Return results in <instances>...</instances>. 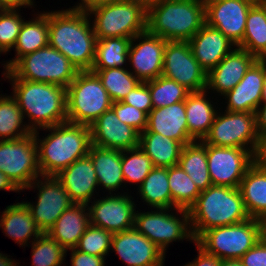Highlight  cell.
<instances>
[{"mask_svg": "<svg viewBox=\"0 0 266 266\" xmlns=\"http://www.w3.org/2000/svg\"><path fill=\"white\" fill-rule=\"evenodd\" d=\"M257 59H266V1L248 11L243 40L236 46Z\"/></svg>", "mask_w": 266, "mask_h": 266, "instance_id": "d6a6232c", "label": "cell"}, {"mask_svg": "<svg viewBox=\"0 0 266 266\" xmlns=\"http://www.w3.org/2000/svg\"><path fill=\"white\" fill-rule=\"evenodd\" d=\"M218 0H198V2L204 7L206 8L208 5L217 2Z\"/></svg>", "mask_w": 266, "mask_h": 266, "instance_id": "94428289", "label": "cell"}, {"mask_svg": "<svg viewBox=\"0 0 266 266\" xmlns=\"http://www.w3.org/2000/svg\"><path fill=\"white\" fill-rule=\"evenodd\" d=\"M168 182L172 197V208L189 210L201 193L196 184L179 165L168 168Z\"/></svg>", "mask_w": 266, "mask_h": 266, "instance_id": "f35d334b", "label": "cell"}, {"mask_svg": "<svg viewBox=\"0 0 266 266\" xmlns=\"http://www.w3.org/2000/svg\"><path fill=\"white\" fill-rule=\"evenodd\" d=\"M183 144L145 129L140 133L139 147L150 157L154 167L178 165Z\"/></svg>", "mask_w": 266, "mask_h": 266, "instance_id": "1f68e13d", "label": "cell"}, {"mask_svg": "<svg viewBox=\"0 0 266 266\" xmlns=\"http://www.w3.org/2000/svg\"><path fill=\"white\" fill-rule=\"evenodd\" d=\"M122 102L144 111L147 115L153 109L151 94L146 82H141L123 99Z\"/></svg>", "mask_w": 266, "mask_h": 266, "instance_id": "bcb514c9", "label": "cell"}, {"mask_svg": "<svg viewBox=\"0 0 266 266\" xmlns=\"http://www.w3.org/2000/svg\"><path fill=\"white\" fill-rule=\"evenodd\" d=\"M0 171L23 192L42 176L34 134L13 140H0Z\"/></svg>", "mask_w": 266, "mask_h": 266, "instance_id": "7c38bea8", "label": "cell"}, {"mask_svg": "<svg viewBox=\"0 0 266 266\" xmlns=\"http://www.w3.org/2000/svg\"><path fill=\"white\" fill-rule=\"evenodd\" d=\"M262 220L245 221L204 231L195 242L222 259H240L261 239Z\"/></svg>", "mask_w": 266, "mask_h": 266, "instance_id": "30bf717a", "label": "cell"}, {"mask_svg": "<svg viewBox=\"0 0 266 266\" xmlns=\"http://www.w3.org/2000/svg\"><path fill=\"white\" fill-rule=\"evenodd\" d=\"M239 260L243 266H266V243L260 239Z\"/></svg>", "mask_w": 266, "mask_h": 266, "instance_id": "7dc6e473", "label": "cell"}, {"mask_svg": "<svg viewBox=\"0 0 266 266\" xmlns=\"http://www.w3.org/2000/svg\"><path fill=\"white\" fill-rule=\"evenodd\" d=\"M89 225L87 204L73 203L46 233L67 250L75 248Z\"/></svg>", "mask_w": 266, "mask_h": 266, "instance_id": "83f0119b", "label": "cell"}, {"mask_svg": "<svg viewBox=\"0 0 266 266\" xmlns=\"http://www.w3.org/2000/svg\"><path fill=\"white\" fill-rule=\"evenodd\" d=\"M0 213H2L0 215V229H2V233L19 244V247L24 246L25 248L28 245L30 246L29 243H32L42 234L23 200L22 202H15L13 205L6 206L4 211ZM30 238L32 239L31 241H29Z\"/></svg>", "mask_w": 266, "mask_h": 266, "instance_id": "4316f807", "label": "cell"}, {"mask_svg": "<svg viewBox=\"0 0 266 266\" xmlns=\"http://www.w3.org/2000/svg\"><path fill=\"white\" fill-rule=\"evenodd\" d=\"M188 211L194 240L208 229L250 218L239 188L226 186L212 185L202 191Z\"/></svg>", "mask_w": 266, "mask_h": 266, "instance_id": "277c9868", "label": "cell"}, {"mask_svg": "<svg viewBox=\"0 0 266 266\" xmlns=\"http://www.w3.org/2000/svg\"><path fill=\"white\" fill-rule=\"evenodd\" d=\"M79 70L50 45L21 57L8 71L6 79H24L67 88Z\"/></svg>", "mask_w": 266, "mask_h": 266, "instance_id": "8992f818", "label": "cell"}, {"mask_svg": "<svg viewBox=\"0 0 266 266\" xmlns=\"http://www.w3.org/2000/svg\"><path fill=\"white\" fill-rule=\"evenodd\" d=\"M26 189L30 191L31 189L38 190L35 203H31V201L23 202L29 208L36 225L42 233H46L60 215L74 203L55 176L37 177L23 190Z\"/></svg>", "mask_w": 266, "mask_h": 266, "instance_id": "4fadbf2b", "label": "cell"}, {"mask_svg": "<svg viewBox=\"0 0 266 266\" xmlns=\"http://www.w3.org/2000/svg\"><path fill=\"white\" fill-rule=\"evenodd\" d=\"M131 40L132 38L126 37L97 39L92 69L127 67Z\"/></svg>", "mask_w": 266, "mask_h": 266, "instance_id": "d590c367", "label": "cell"}, {"mask_svg": "<svg viewBox=\"0 0 266 266\" xmlns=\"http://www.w3.org/2000/svg\"><path fill=\"white\" fill-rule=\"evenodd\" d=\"M137 191V195L143 200V203L145 202L153 210L155 208H172L168 168L154 167Z\"/></svg>", "mask_w": 266, "mask_h": 266, "instance_id": "e575fe53", "label": "cell"}, {"mask_svg": "<svg viewBox=\"0 0 266 266\" xmlns=\"http://www.w3.org/2000/svg\"><path fill=\"white\" fill-rule=\"evenodd\" d=\"M258 159L266 166V139L263 141Z\"/></svg>", "mask_w": 266, "mask_h": 266, "instance_id": "680465c9", "label": "cell"}, {"mask_svg": "<svg viewBox=\"0 0 266 266\" xmlns=\"http://www.w3.org/2000/svg\"><path fill=\"white\" fill-rule=\"evenodd\" d=\"M55 177L74 203L88 204L96 193V197L99 195L95 168L89 156L76 160Z\"/></svg>", "mask_w": 266, "mask_h": 266, "instance_id": "603a6c76", "label": "cell"}, {"mask_svg": "<svg viewBox=\"0 0 266 266\" xmlns=\"http://www.w3.org/2000/svg\"><path fill=\"white\" fill-rule=\"evenodd\" d=\"M146 129L174 139L183 145L195 142L188 133L185 101L153 108L148 114Z\"/></svg>", "mask_w": 266, "mask_h": 266, "instance_id": "d4e9b609", "label": "cell"}, {"mask_svg": "<svg viewBox=\"0 0 266 266\" xmlns=\"http://www.w3.org/2000/svg\"><path fill=\"white\" fill-rule=\"evenodd\" d=\"M88 156L93 162L98 188H102L100 190L105 189L108 191L107 194H116L120 187L125 186L121 168V150L91 144Z\"/></svg>", "mask_w": 266, "mask_h": 266, "instance_id": "f546056e", "label": "cell"}, {"mask_svg": "<svg viewBox=\"0 0 266 266\" xmlns=\"http://www.w3.org/2000/svg\"><path fill=\"white\" fill-rule=\"evenodd\" d=\"M167 40L147 30L135 35L128 53L129 70L141 82L156 79L162 75L164 50Z\"/></svg>", "mask_w": 266, "mask_h": 266, "instance_id": "e0dca14e", "label": "cell"}, {"mask_svg": "<svg viewBox=\"0 0 266 266\" xmlns=\"http://www.w3.org/2000/svg\"><path fill=\"white\" fill-rule=\"evenodd\" d=\"M220 109L202 141L212 146L247 149L258 159L263 141L257 132L256 113Z\"/></svg>", "mask_w": 266, "mask_h": 266, "instance_id": "9c48e42d", "label": "cell"}, {"mask_svg": "<svg viewBox=\"0 0 266 266\" xmlns=\"http://www.w3.org/2000/svg\"><path fill=\"white\" fill-rule=\"evenodd\" d=\"M121 168L125 185L135 183L139 187L154 166L150 157L138 146L121 151Z\"/></svg>", "mask_w": 266, "mask_h": 266, "instance_id": "ab89813d", "label": "cell"}, {"mask_svg": "<svg viewBox=\"0 0 266 266\" xmlns=\"http://www.w3.org/2000/svg\"><path fill=\"white\" fill-rule=\"evenodd\" d=\"M91 72L95 73L101 80L103 87L113 102L123 101L141 83L127 67L91 69Z\"/></svg>", "mask_w": 266, "mask_h": 266, "instance_id": "74e56055", "label": "cell"}, {"mask_svg": "<svg viewBox=\"0 0 266 266\" xmlns=\"http://www.w3.org/2000/svg\"><path fill=\"white\" fill-rule=\"evenodd\" d=\"M257 132L262 141L266 139V102H261L256 111Z\"/></svg>", "mask_w": 266, "mask_h": 266, "instance_id": "f907efd6", "label": "cell"}, {"mask_svg": "<svg viewBox=\"0 0 266 266\" xmlns=\"http://www.w3.org/2000/svg\"><path fill=\"white\" fill-rule=\"evenodd\" d=\"M20 9H2L0 11V50L5 53L13 49L20 28L24 22Z\"/></svg>", "mask_w": 266, "mask_h": 266, "instance_id": "ee69618b", "label": "cell"}, {"mask_svg": "<svg viewBox=\"0 0 266 266\" xmlns=\"http://www.w3.org/2000/svg\"><path fill=\"white\" fill-rule=\"evenodd\" d=\"M198 255L193 259V261L185 263L186 266H220L221 259L213 254L208 253L202 247H200L196 242Z\"/></svg>", "mask_w": 266, "mask_h": 266, "instance_id": "681fc988", "label": "cell"}, {"mask_svg": "<svg viewBox=\"0 0 266 266\" xmlns=\"http://www.w3.org/2000/svg\"><path fill=\"white\" fill-rule=\"evenodd\" d=\"M205 24L198 0H162L147 9L146 30L167 41H189Z\"/></svg>", "mask_w": 266, "mask_h": 266, "instance_id": "5b68a950", "label": "cell"}, {"mask_svg": "<svg viewBox=\"0 0 266 266\" xmlns=\"http://www.w3.org/2000/svg\"><path fill=\"white\" fill-rule=\"evenodd\" d=\"M265 77L266 59H257L242 80L221 96L225 99V111L256 113L262 102Z\"/></svg>", "mask_w": 266, "mask_h": 266, "instance_id": "ffe728a7", "label": "cell"}, {"mask_svg": "<svg viewBox=\"0 0 266 266\" xmlns=\"http://www.w3.org/2000/svg\"><path fill=\"white\" fill-rule=\"evenodd\" d=\"M262 102H266V77L264 79Z\"/></svg>", "mask_w": 266, "mask_h": 266, "instance_id": "6125c7cd", "label": "cell"}, {"mask_svg": "<svg viewBox=\"0 0 266 266\" xmlns=\"http://www.w3.org/2000/svg\"><path fill=\"white\" fill-rule=\"evenodd\" d=\"M0 266H19V262H16L15 259L10 258V255L8 256V254H3L1 252L0 253Z\"/></svg>", "mask_w": 266, "mask_h": 266, "instance_id": "11a10c76", "label": "cell"}, {"mask_svg": "<svg viewBox=\"0 0 266 266\" xmlns=\"http://www.w3.org/2000/svg\"><path fill=\"white\" fill-rule=\"evenodd\" d=\"M31 247L32 266H62L66 264L65 257L68 251L47 233H42L37 237L31 243Z\"/></svg>", "mask_w": 266, "mask_h": 266, "instance_id": "b9f144b4", "label": "cell"}, {"mask_svg": "<svg viewBox=\"0 0 266 266\" xmlns=\"http://www.w3.org/2000/svg\"><path fill=\"white\" fill-rule=\"evenodd\" d=\"M14 191L16 193L21 192V190L15 185V183L9 179L5 173L0 171V191Z\"/></svg>", "mask_w": 266, "mask_h": 266, "instance_id": "db71d44e", "label": "cell"}, {"mask_svg": "<svg viewBox=\"0 0 266 266\" xmlns=\"http://www.w3.org/2000/svg\"><path fill=\"white\" fill-rule=\"evenodd\" d=\"M188 42L194 58L207 73L236 47L221 31L206 23Z\"/></svg>", "mask_w": 266, "mask_h": 266, "instance_id": "cb8c5ba5", "label": "cell"}, {"mask_svg": "<svg viewBox=\"0 0 266 266\" xmlns=\"http://www.w3.org/2000/svg\"><path fill=\"white\" fill-rule=\"evenodd\" d=\"M261 239L266 243V219L262 220Z\"/></svg>", "mask_w": 266, "mask_h": 266, "instance_id": "91938a15", "label": "cell"}, {"mask_svg": "<svg viewBox=\"0 0 266 266\" xmlns=\"http://www.w3.org/2000/svg\"><path fill=\"white\" fill-rule=\"evenodd\" d=\"M110 1H113V0H79V3L70 7V9L81 10V11L87 12L95 6L106 4Z\"/></svg>", "mask_w": 266, "mask_h": 266, "instance_id": "f5cc1de1", "label": "cell"}, {"mask_svg": "<svg viewBox=\"0 0 266 266\" xmlns=\"http://www.w3.org/2000/svg\"><path fill=\"white\" fill-rule=\"evenodd\" d=\"M93 145L118 150H128L139 146L140 133L133 127L121 122L110 108L91 125Z\"/></svg>", "mask_w": 266, "mask_h": 266, "instance_id": "44dd1931", "label": "cell"}, {"mask_svg": "<svg viewBox=\"0 0 266 266\" xmlns=\"http://www.w3.org/2000/svg\"><path fill=\"white\" fill-rule=\"evenodd\" d=\"M112 236L111 232L90 224L80 237L75 249L86 254L106 258L111 252Z\"/></svg>", "mask_w": 266, "mask_h": 266, "instance_id": "7bdbcfd3", "label": "cell"}, {"mask_svg": "<svg viewBox=\"0 0 266 266\" xmlns=\"http://www.w3.org/2000/svg\"><path fill=\"white\" fill-rule=\"evenodd\" d=\"M162 76L183 85L190 92L206 90L207 72L194 58L187 41H167Z\"/></svg>", "mask_w": 266, "mask_h": 266, "instance_id": "5bb4252c", "label": "cell"}, {"mask_svg": "<svg viewBox=\"0 0 266 266\" xmlns=\"http://www.w3.org/2000/svg\"><path fill=\"white\" fill-rule=\"evenodd\" d=\"M178 165L190 176L200 192L213 185L208 171L206 144L202 140L183 146Z\"/></svg>", "mask_w": 266, "mask_h": 266, "instance_id": "836d02e7", "label": "cell"}, {"mask_svg": "<svg viewBox=\"0 0 266 266\" xmlns=\"http://www.w3.org/2000/svg\"><path fill=\"white\" fill-rule=\"evenodd\" d=\"M250 218L266 219V166L259 160L247 169L239 186Z\"/></svg>", "mask_w": 266, "mask_h": 266, "instance_id": "f1b7e54d", "label": "cell"}, {"mask_svg": "<svg viewBox=\"0 0 266 266\" xmlns=\"http://www.w3.org/2000/svg\"><path fill=\"white\" fill-rule=\"evenodd\" d=\"M70 251V266H105L106 259L102 256H93L83 253L75 248L67 249Z\"/></svg>", "mask_w": 266, "mask_h": 266, "instance_id": "c3c4849f", "label": "cell"}, {"mask_svg": "<svg viewBox=\"0 0 266 266\" xmlns=\"http://www.w3.org/2000/svg\"><path fill=\"white\" fill-rule=\"evenodd\" d=\"M24 119L15 98L11 94H0V140H13L32 134Z\"/></svg>", "mask_w": 266, "mask_h": 266, "instance_id": "8d00e7d4", "label": "cell"}, {"mask_svg": "<svg viewBox=\"0 0 266 266\" xmlns=\"http://www.w3.org/2000/svg\"><path fill=\"white\" fill-rule=\"evenodd\" d=\"M134 1L141 4L147 10L149 7L160 3L162 0H134Z\"/></svg>", "mask_w": 266, "mask_h": 266, "instance_id": "6f0895ef", "label": "cell"}, {"mask_svg": "<svg viewBox=\"0 0 266 266\" xmlns=\"http://www.w3.org/2000/svg\"><path fill=\"white\" fill-rule=\"evenodd\" d=\"M41 131L49 133L42 139L39 130L33 134L42 176H56L76 160L88 156L92 144L90 126L66 121Z\"/></svg>", "mask_w": 266, "mask_h": 266, "instance_id": "7a4b0ae2", "label": "cell"}, {"mask_svg": "<svg viewBox=\"0 0 266 266\" xmlns=\"http://www.w3.org/2000/svg\"><path fill=\"white\" fill-rule=\"evenodd\" d=\"M256 60L248 51L235 47L207 73V92L217 93L221 97L232 90Z\"/></svg>", "mask_w": 266, "mask_h": 266, "instance_id": "7402d4cb", "label": "cell"}, {"mask_svg": "<svg viewBox=\"0 0 266 266\" xmlns=\"http://www.w3.org/2000/svg\"><path fill=\"white\" fill-rule=\"evenodd\" d=\"M87 13L93 17L96 39L133 38L146 31L147 10L134 0H113L95 6Z\"/></svg>", "mask_w": 266, "mask_h": 266, "instance_id": "52a82bcc", "label": "cell"}, {"mask_svg": "<svg viewBox=\"0 0 266 266\" xmlns=\"http://www.w3.org/2000/svg\"><path fill=\"white\" fill-rule=\"evenodd\" d=\"M207 90L190 92L185 100L188 133L195 141H201L209 133L218 112ZM209 96V97H207Z\"/></svg>", "mask_w": 266, "mask_h": 266, "instance_id": "4dcf8cb0", "label": "cell"}, {"mask_svg": "<svg viewBox=\"0 0 266 266\" xmlns=\"http://www.w3.org/2000/svg\"><path fill=\"white\" fill-rule=\"evenodd\" d=\"M111 250L127 266H165V253L135 228L113 234Z\"/></svg>", "mask_w": 266, "mask_h": 266, "instance_id": "ac0fdd59", "label": "cell"}, {"mask_svg": "<svg viewBox=\"0 0 266 266\" xmlns=\"http://www.w3.org/2000/svg\"><path fill=\"white\" fill-rule=\"evenodd\" d=\"M211 182L216 186L239 188L247 169L256 157L247 149L206 144Z\"/></svg>", "mask_w": 266, "mask_h": 266, "instance_id": "9a60e30c", "label": "cell"}, {"mask_svg": "<svg viewBox=\"0 0 266 266\" xmlns=\"http://www.w3.org/2000/svg\"><path fill=\"white\" fill-rule=\"evenodd\" d=\"M134 228L159 247L165 255L168 246L173 242L181 240L195 242L187 209L155 208L154 211L147 212L137 210Z\"/></svg>", "mask_w": 266, "mask_h": 266, "instance_id": "8fae6325", "label": "cell"}, {"mask_svg": "<svg viewBox=\"0 0 266 266\" xmlns=\"http://www.w3.org/2000/svg\"><path fill=\"white\" fill-rule=\"evenodd\" d=\"M249 1H251V2L254 3V4H262V3H264L266 0H249Z\"/></svg>", "mask_w": 266, "mask_h": 266, "instance_id": "be15d7a7", "label": "cell"}, {"mask_svg": "<svg viewBox=\"0 0 266 266\" xmlns=\"http://www.w3.org/2000/svg\"><path fill=\"white\" fill-rule=\"evenodd\" d=\"M220 266H243L239 259H222Z\"/></svg>", "mask_w": 266, "mask_h": 266, "instance_id": "9f6ffc18", "label": "cell"}, {"mask_svg": "<svg viewBox=\"0 0 266 266\" xmlns=\"http://www.w3.org/2000/svg\"><path fill=\"white\" fill-rule=\"evenodd\" d=\"M36 17L25 20L20 28L17 41L13 47L15 57L11 60L2 61L6 77L9 69L24 55L32 53L49 45L48 11L34 13ZM6 62V63H5Z\"/></svg>", "mask_w": 266, "mask_h": 266, "instance_id": "484cf974", "label": "cell"}, {"mask_svg": "<svg viewBox=\"0 0 266 266\" xmlns=\"http://www.w3.org/2000/svg\"><path fill=\"white\" fill-rule=\"evenodd\" d=\"M111 108L114 110L118 119L136 129L139 133L143 132L147 128L148 115L137 109L134 106H130L122 101L113 102Z\"/></svg>", "mask_w": 266, "mask_h": 266, "instance_id": "f6af8a7d", "label": "cell"}, {"mask_svg": "<svg viewBox=\"0 0 266 266\" xmlns=\"http://www.w3.org/2000/svg\"><path fill=\"white\" fill-rule=\"evenodd\" d=\"M35 4L34 0H0V6L3 9H21L22 8H33Z\"/></svg>", "mask_w": 266, "mask_h": 266, "instance_id": "816d5d0a", "label": "cell"}, {"mask_svg": "<svg viewBox=\"0 0 266 266\" xmlns=\"http://www.w3.org/2000/svg\"><path fill=\"white\" fill-rule=\"evenodd\" d=\"M129 192L96 197L87 204L90 224L112 234L134 228L136 205ZM120 194V195H119Z\"/></svg>", "mask_w": 266, "mask_h": 266, "instance_id": "2e32d148", "label": "cell"}, {"mask_svg": "<svg viewBox=\"0 0 266 266\" xmlns=\"http://www.w3.org/2000/svg\"><path fill=\"white\" fill-rule=\"evenodd\" d=\"M151 94L153 108L166 107L185 101L190 91L183 85L164 76L146 81Z\"/></svg>", "mask_w": 266, "mask_h": 266, "instance_id": "60d3db41", "label": "cell"}, {"mask_svg": "<svg viewBox=\"0 0 266 266\" xmlns=\"http://www.w3.org/2000/svg\"><path fill=\"white\" fill-rule=\"evenodd\" d=\"M32 132L67 121L66 88L45 82L8 79Z\"/></svg>", "mask_w": 266, "mask_h": 266, "instance_id": "3957f363", "label": "cell"}, {"mask_svg": "<svg viewBox=\"0 0 266 266\" xmlns=\"http://www.w3.org/2000/svg\"><path fill=\"white\" fill-rule=\"evenodd\" d=\"M91 20L81 10L48 11L49 45L79 71H91L95 61L97 39Z\"/></svg>", "mask_w": 266, "mask_h": 266, "instance_id": "6da1fadb", "label": "cell"}, {"mask_svg": "<svg viewBox=\"0 0 266 266\" xmlns=\"http://www.w3.org/2000/svg\"><path fill=\"white\" fill-rule=\"evenodd\" d=\"M67 121L90 126L113 104L98 76L79 71L66 88Z\"/></svg>", "mask_w": 266, "mask_h": 266, "instance_id": "ba28073f", "label": "cell"}, {"mask_svg": "<svg viewBox=\"0 0 266 266\" xmlns=\"http://www.w3.org/2000/svg\"><path fill=\"white\" fill-rule=\"evenodd\" d=\"M249 0H218L205 8V23L221 31L236 46L243 40Z\"/></svg>", "mask_w": 266, "mask_h": 266, "instance_id": "d6986e66", "label": "cell"}]
</instances>
